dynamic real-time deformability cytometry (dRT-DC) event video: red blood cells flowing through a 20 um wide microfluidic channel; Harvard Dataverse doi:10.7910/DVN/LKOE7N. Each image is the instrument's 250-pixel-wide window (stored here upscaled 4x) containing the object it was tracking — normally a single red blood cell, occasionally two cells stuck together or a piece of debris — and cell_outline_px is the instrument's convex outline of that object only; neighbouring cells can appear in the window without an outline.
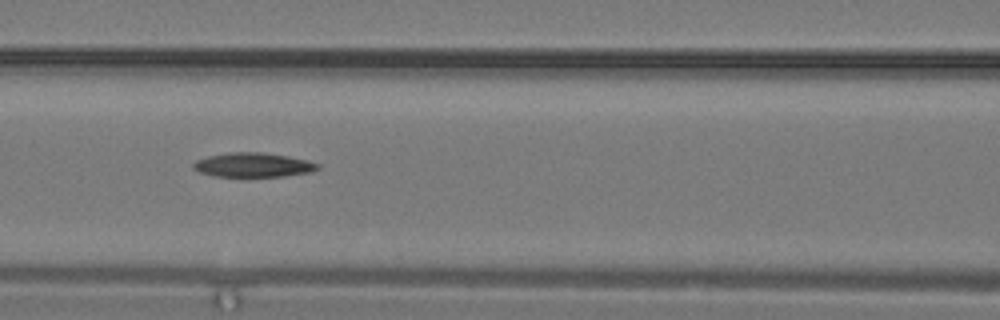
{"species": "common noctule bat (a hibernating species)", "species_latin": "Nyctalus noctula", "temperature_condition": "warm", "stored_images_in_passage": 6, "segment_of_instrument_passage": [1, 2], "camera_frame_rate_fps": 3000, "um_per_image_px": 0.085, "animal": {"sex": "male", "body_mass_g": 19.2, "forearm_length_mm": 51.8}, "frame": {"image": 1, "passage_image": 5, "time_ms": 1.333, "image_size_px": [1000, 320], "cell_outline_px": [[320, 168], [312, 172], [284, 176], [212, 176], [200, 172], [192, 168], [192, 164], [196, 160], [208, 156], [228, 152], [264, 152], [288, 156], [308, 160], [320, 164]], "centroid_in_image_um": [21.53, 14.01], "position_along_channel_um": 145.1, "area_um2": 17.74}}